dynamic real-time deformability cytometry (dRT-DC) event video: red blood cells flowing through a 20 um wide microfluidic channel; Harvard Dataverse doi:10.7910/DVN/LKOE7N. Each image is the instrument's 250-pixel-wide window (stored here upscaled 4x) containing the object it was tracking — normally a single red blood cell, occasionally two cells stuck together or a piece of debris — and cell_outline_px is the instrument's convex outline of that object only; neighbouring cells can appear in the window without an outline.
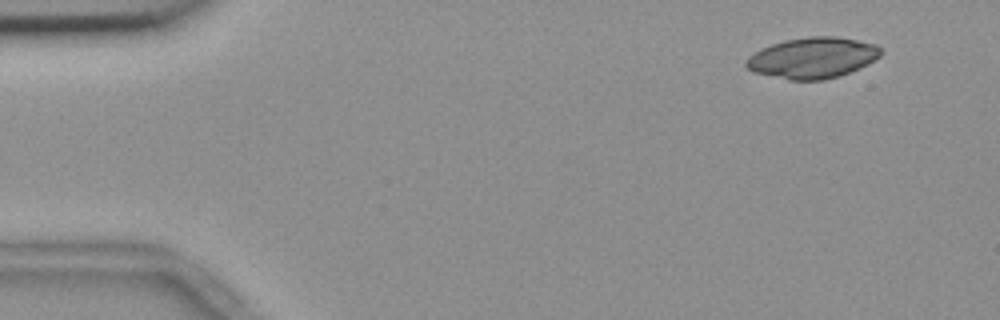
{"species": "common noctule bat (a hibernating species)", "species_latin": "Nyctalus noctula", "temperature_condition": "room temperature", "stored_images_in_passage": 3, "camera_frame_rate_fps": 3000, "um_per_image_px": 0.085, "animal": {"sex": "female", "body_mass_g": 18.4}, "frame": {"image": 1, "passage_image": 1, "time_ms": 0.0, "image_size_px": [1000, 320], "cell_outline_px": [[884, 52], [880, 56], [868, 64], [860, 68], [824, 80], [788, 80], [752, 72], [744, 64], [744, 60], [748, 56], [772, 44], [784, 40], [808, 36], [836, 36], [876, 44]], "centroid_in_image_um": [69.06, 4.91], "position_along_channel_um": 15.9, "area_um2": 32.14}}